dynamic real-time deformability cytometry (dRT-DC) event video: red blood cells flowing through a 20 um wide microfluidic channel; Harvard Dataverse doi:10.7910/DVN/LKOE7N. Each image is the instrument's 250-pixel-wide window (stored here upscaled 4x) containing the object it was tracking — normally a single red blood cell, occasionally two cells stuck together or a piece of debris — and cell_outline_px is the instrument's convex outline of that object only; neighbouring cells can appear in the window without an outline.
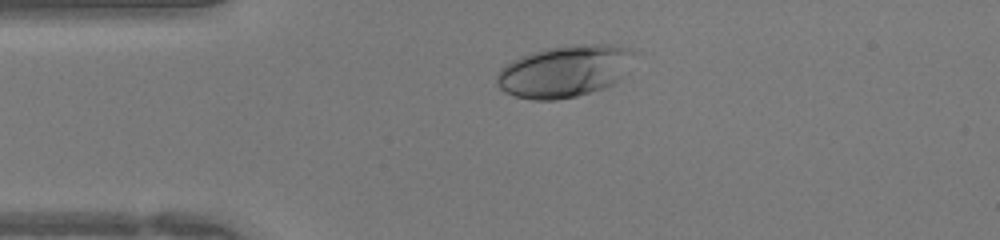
{"species": "human", "species_latin": "Homo sapiens", "temperature_condition": "warm", "stored_images_in_passage": 31, "camera_frame_rate_fps": 3000, "um_per_image_px": 0.085, "donor": {"sex": "female"}, "frame": {"image": 1, "passage_image": 2, "time_ms": 0.333, "image_size_px": [1000, 240], "cell_outline_px": [[632, 52], [620, 76], [612, 84], [604, 88], [576, 96], [556, 100], [532, 100], [516, 96], [500, 88], [496, 84], [496, 76], [500, 68], [512, 60], [532, 52], [548, 48], [584, 44], [612, 44], [632, 48]], "centroid_in_image_um": [47.9, 6.06], "position_along_channel_um": 37.1, "area_um2": 40.69}}
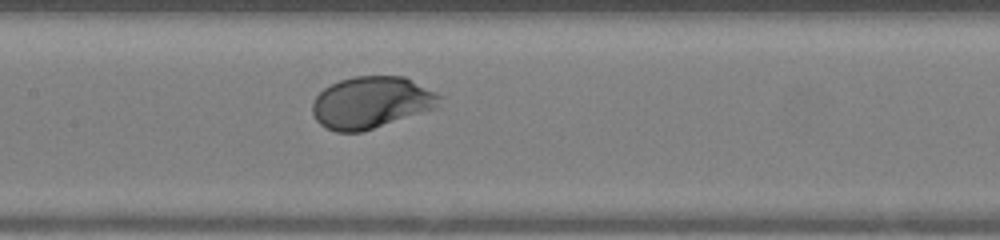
{"frame": {"image": 2, "passage_image": 13, "time_ms": 4.0, "image_size_px": [1000, 240], "cell_outline_px": [[440, 108], [360, 132], [336, 132], [320, 124], [316, 120], [312, 112], [312, 100], [324, 88], [340, 80], [356, 76], [404, 76], [436, 92], [440, 96]], "centroid_in_image_um": [31.58, 8.71], "position_along_channel_um": 175.8, "area_um2": 38.55}}
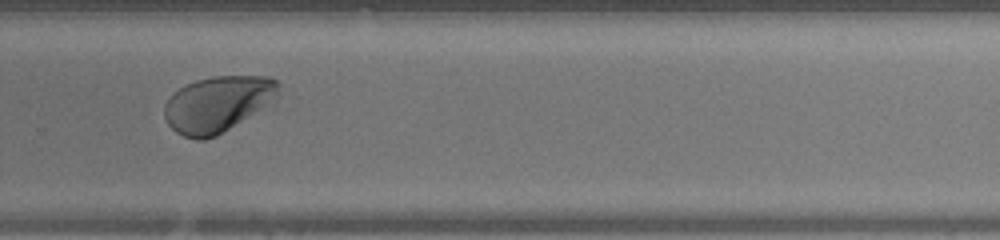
{"frame": {"image": 3, "passage_image": 22, "time_ms": 7.0, "image_size_px": [1000, 240], "cell_outline_px": [[280, 104], [216, 136], [204, 140], [196, 140], [184, 136], [176, 132], [168, 124], [164, 116], [164, 104], [180, 88], [196, 80], [212, 76], [272, 76], [280, 84]], "centroid_in_image_um": [18.68, 8.86], "position_along_channel_um": 311.1, "area_um2": 38.73}}